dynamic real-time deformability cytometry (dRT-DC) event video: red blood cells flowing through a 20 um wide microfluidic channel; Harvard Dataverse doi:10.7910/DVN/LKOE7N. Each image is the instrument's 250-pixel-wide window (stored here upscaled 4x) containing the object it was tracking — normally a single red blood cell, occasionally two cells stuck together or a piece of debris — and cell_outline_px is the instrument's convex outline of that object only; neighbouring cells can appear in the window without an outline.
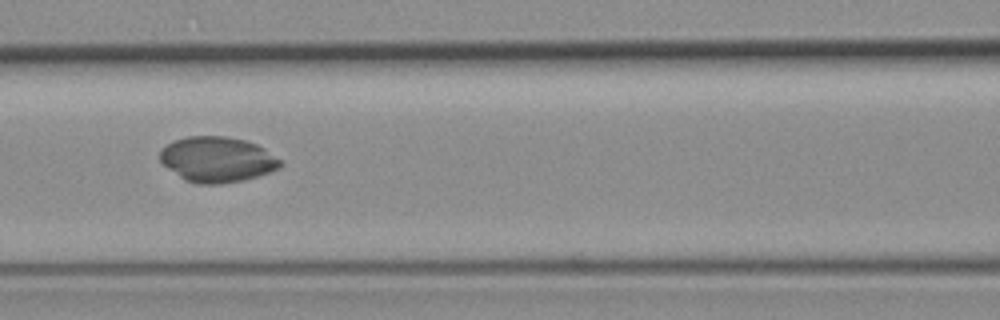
{"species": "common noctule bat (a hibernating species)", "species_latin": "Nyctalus noctula", "temperature_condition": "room temperature", "stored_images_in_passage": 36, "camera_frame_rate_fps": 3000, "um_per_image_px": 0.085, "animal": {"sex": "female", "body_mass_g": 19.3, "forearm_length_mm": 54.1}, "frame": {"image": 1, "passage_image": 14, "time_ms": 4.333, "image_size_px": [1000, 320], "cell_outline_px": [[284, 164], [280, 168], [244, 180], [220, 184], [196, 184], [184, 180], [168, 168], [160, 160], [160, 152], [168, 144], [176, 140], [188, 136], [224, 136], [244, 140], [256, 144], [264, 148], [280, 160]], "centroid_in_image_um": [18.47, 13.56], "position_along_channel_um": 148.1, "area_um2": 31.62}}
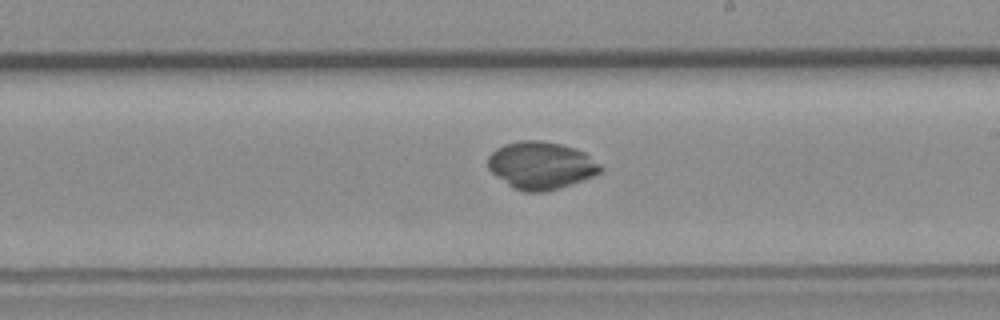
{"frame": {"image": 2, "passage_image": 22, "time_ms": 7.0, "image_size_px": [1000, 320], "cell_outline_px": [[604, 172], [572, 184], [548, 192], [524, 192], [512, 188], [492, 172], [488, 168], [488, 156], [496, 148], [504, 144], [520, 140], [540, 140], [560, 144], [584, 152], [600, 164], [604, 168]], "centroid_in_image_um": [45.99, 14.07], "position_along_channel_um": 243.0, "area_um2": 31.33}}
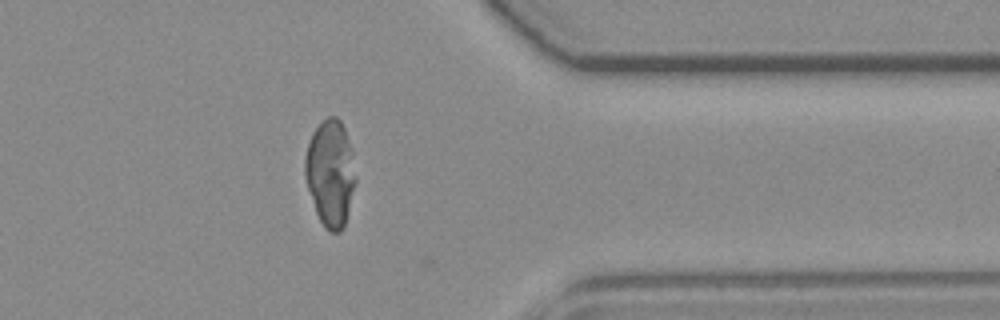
{"frame": {"image": 3, "passage_image": 35, "time_ms": 11.333, "image_size_px": [1000, 320], "cell_outline_px": [[356, 184], [344, 228], [340, 232], [328, 232], [324, 228], [316, 212], [304, 176], [304, 156], [312, 132], [328, 116], [336, 116], [340, 120], [344, 128], [352, 148], [356, 176]], "centroid_in_image_um": [28.09, 14.73], "position_along_channel_um": 383.3, "area_um2": 31.79}}